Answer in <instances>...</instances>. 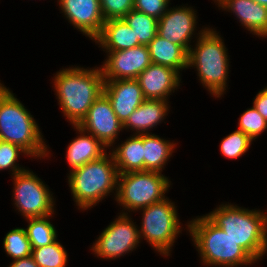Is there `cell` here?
Returning a JSON list of instances; mask_svg holds the SVG:
<instances>
[{
  "instance_id": "cell-16",
  "label": "cell",
  "mask_w": 267,
  "mask_h": 267,
  "mask_svg": "<svg viewBox=\"0 0 267 267\" xmlns=\"http://www.w3.org/2000/svg\"><path fill=\"white\" fill-rule=\"evenodd\" d=\"M145 99L168 101L179 89L181 75L173 68L151 63L137 78Z\"/></svg>"
},
{
  "instance_id": "cell-18",
  "label": "cell",
  "mask_w": 267,
  "mask_h": 267,
  "mask_svg": "<svg viewBox=\"0 0 267 267\" xmlns=\"http://www.w3.org/2000/svg\"><path fill=\"white\" fill-rule=\"evenodd\" d=\"M73 128L80 135L74 138L67 147L66 159L71 168L70 172L81 168L88 162L100 159L107 153V148L92 134L78 125H73Z\"/></svg>"
},
{
  "instance_id": "cell-21",
  "label": "cell",
  "mask_w": 267,
  "mask_h": 267,
  "mask_svg": "<svg viewBox=\"0 0 267 267\" xmlns=\"http://www.w3.org/2000/svg\"><path fill=\"white\" fill-rule=\"evenodd\" d=\"M154 64L180 71L188 69V53L180 46L156 35L147 45Z\"/></svg>"
},
{
  "instance_id": "cell-11",
  "label": "cell",
  "mask_w": 267,
  "mask_h": 267,
  "mask_svg": "<svg viewBox=\"0 0 267 267\" xmlns=\"http://www.w3.org/2000/svg\"><path fill=\"white\" fill-rule=\"evenodd\" d=\"M86 132L92 134L106 148L114 147L122 123L118 120L108 97L103 93L91 105L86 117L78 125Z\"/></svg>"
},
{
  "instance_id": "cell-8",
  "label": "cell",
  "mask_w": 267,
  "mask_h": 267,
  "mask_svg": "<svg viewBox=\"0 0 267 267\" xmlns=\"http://www.w3.org/2000/svg\"><path fill=\"white\" fill-rule=\"evenodd\" d=\"M177 206L168 197L140 209L142 212L140 240L147 242L163 256H170L177 235L182 232Z\"/></svg>"
},
{
  "instance_id": "cell-25",
  "label": "cell",
  "mask_w": 267,
  "mask_h": 267,
  "mask_svg": "<svg viewBox=\"0 0 267 267\" xmlns=\"http://www.w3.org/2000/svg\"><path fill=\"white\" fill-rule=\"evenodd\" d=\"M123 19L133 28L135 39L141 45H148L157 35L158 19L154 17L133 9Z\"/></svg>"
},
{
  "instance_id": "cell-2",
  "label": "cell",
  "mask_w": 267,
  "mask_h": 267,
  "mask_svg": "<svg viewBox=\"0 0 267 267\" xmlns=\"http://www.w3.org/2000/svg\"><path fill=\"white\" fill-rule=\"evenodd\" d=\"M205 216L256 262L267 253V212L223 203Z\"/></svg>"
},
{
  "instance_id": "cell-30",
  "label": "cell",
  "mask_w": 267,
  "mask_h": 267,
  "mask_svg": "<svg viewBox=\"0 0 267 267\" xmlns=\"http://www.w3.org/2000/svg\"><path fill=\"white\" fill-rule=\"evenodd\" d=\"M20 154L30 157L21 147L10 142L0 140V171L8 169L9 171H12L11 174L13 176L25 171L26 169L24 167H19V164L16 163Z\"/></svg>"
},
{
  "instance_id": "cell-26",
  "label": "cell",
  "mask_w": 267,
  "mask_h": 267,
  "mask_svg": "<svg viewBox=\"0 0 267 267\" xmlns=\"http://www.w3.org/2000/svg\"><path fill=\"white\" fill-rule=\"evenodd\" d=\"M56 239L53 243L32 249V257L39 267H66L68 254Z\"/></svg>"
},
{
  "instance_id": "cell-14",
  "label": "cell",
  "mask_w": 267,
  "mask_h": 267,
  "mask_svg": "<svg viewBox=\"0 0 267 267\" xmlns=\"http://www.w3.org/2000/svg\"><path fill=\"white\" fill-rule=\"evenodd\" d=\"M61 13L82 34L95 40L102 32L105 19L100 0H58Z\"/></svg>"
},
{
  "instance_id": "cell-37",
  "label": "cell",
  "mask_w": 267,
  "mask_h": 267,
  "mask_svg": "<svg viewBox=\"0 0 267 267\" xmlns=\"http://www.w3.org/2000/svg\"><path fill=\"white\" fill-rule=\"evenodd\" d=\"M214 3L219 4L222 0H213Z\"/></svg>"
},
{
  "instance_id": "cell-3",
  "label": "cell",
  "mask_w": 267,
  "mask_h": 267,
  "mask_svg": "<svg viewBox=\"0 0 267 267\" xmlns=\"http://www.w3.org/2000/svg\"><path fill=\"white\" fill-rule=\"evenodd\" d=\"M213 29L205 27L195 33L196 47L188 53V69L196 68L200 83L212 97L220 98L228 86L229 56L224 40Z\"/></svg>"
},
{
  "instance_id": "cell-33",
  "label": "cell",
  "mask_w": 267,
  "mask_h": 267,
  "mask_svg": "<svg viewBox=\"0 0 267 267\" xmlns=\"http://www.w3.org/2000/svg\"><path fill=\"white\" fill-rule=\"evenodd\" d=\"M253 107L267 121V86L256 94L253 100Z\"/></svg>"
},
{
  "instance_id": "cell-29",
  "label": "cell",
  "mask_w": 267,
  "mask_h": 267,
  "mask_svg": "<svg viewBox=\"0 0 267 267\" xmlns=\"http://www.w3.org/2000/svg\"><path fill=\"white\" fill-rule=\"evenodd\" d=\"M267 129V121L252 106L242 113L238 122V130H241L252 141L261 136Z\"/></svg>"
},
{
  "instance_id": "cell-13",
  "label": "cell",
  "mask_w": 267,
  "mask_h": 267,
  "mask_svg": "<svg viewBox=\"0 0 267 267\" xmlns=\"http://www.w3.org/2000/svg\"><path fill=\"white\" fill-rule=\"evenodd\" d=\"M196 11L193 7L181 5V7L167 8L166 12L158 20L157 34L162 38L180 45L189 53L192 35L195 36L197 25Z\"/></svg>"
},
{
  "instance_id": "cell-17",
  "label": "cell",
  "mask_w": 267,
  "mask_h": 267,
  "mask_svg": "<svg viewBox=\"0 0 267 267\" xmlns=\"http://www.w3.org/2000/svg\"><path fill=\"white\" fill-rule=\"evenodd\" d=\"M217 7L233 12L236 19L253 35L267 38V7L254 0H222Z\"/></svg>"
},
{
  "instance_id": "cell-36",
  "label": "cell",
  "mask_w": 267,
  "mask_h": 267,
  "mask_svg": "<svg viewBox=\"0 0 267 267\" xmlns=\"http://www.w3.org/2000/svg\"><path fill=\"white\" fill-rule=\"evenodd\" d=\"M6 86H4L1 82H0V93L1 91L5 88Z\"/></svg>"
},
{
  "instance_id": "cell-1",
  "label": "cell",
  "mask_w": 267,
  "mask_h": 267,
  "mask_svg": "<svg viewBox=\"0 0 267 267\" xmlns=\"http://www.w3.org/2000/svg\"><path fill=\"white\" fill-rule=\"evenodd\" d=\"M58 105L70 124L79 125L94 101L103 94L104 77L99 67L60 69L53 79Z\"/></svg>"
},
{
  "instance_id": "cell-31",
  "label": "cell",
  "mask_w": 267,
  "mask_h": 267,
  "mask_svg": "<svg viewBox=\"0 0 267 267\" xmlns=\"http://www.w3.org/2000/svg\"><path fill=\"white\" fill-rule=\"evenodd\" d=\"M100 8L105 20L120 19L134 9V0H100Z\"/></svg>"
},
{
  "instance_id": "cell-27",
  "label": "cell",
  "mask_w": 267,
  "mask_h": 267,
  "mask_svg": "<svg viewBox=\"0 0 267 267\" xmlns=\"http://www.w3.org/2000/svg\"><path fill=\"white\" fill-rule=\"evenodd\" d=\"M3 248L13 260L32 255V247L25 228H14L3 239Z\"/></svg>"
},
{
  "instance_id": "cell-20",
  "label": "cell",
  "mask_w": 267,
  "mask_h": 267,
  "mask_svg": "<svg viewBox=\"0 0 267 267\" xmlns=\"http://www.w3.org/2000/svg\"><path fill=\"white\" fill-rule=\"evenodd\" d=\"M103 51H120L141 45L133 28L123 19L105 20L101 34L94 40Z\"/></svg>"
},
{
  "instance_id": "cell-7",
  "label": "cell",
  "mask_w": 267,
  "mask_h": 267,
  "mask_svg": "<svg viewBox=\"0 0 267 267\" xmlns=\"http://www.w3.org/2000/svg\"><path fill=\"white\" fill-rule=\"evenodd\" d=\"M168 178L154 171H131L119 174L117 195L114 199L123 207L121 214L138 211L163 200L171 185Z\"/></svg>"
},
{
  "instance_id": "cell-24",
  "label": "cell",
  "mask_w": 267,
  "mask_h": 267,
  "mask_svg": "<svg viewBox=\"0 0 267 267\" xmlns=\"http://www.w3.org/2000/svg\"><path fill=\"white\" fill-rule=\"evenodd\" d=\"M50 217L52 215L25 219L29 222L25 230L32 249L49 245L57 239V230L49 221Z\"/></svg>"
},
{
  "instance_id": "cell-10",
  "label": "cell",
  "mask_w": 267,
  "mask_h": 267,
  "mask_svg": "<svg viewBox=\"0 0 267 267\" xmlns=\"http://www.w3.org/2000/svg\"><path fill=\"white\" fill-rule=\"evenodd\" d=\"M117 217L101 232L90 249L98 258L115 260L139 246V228L130 215L120 213Z\"/></svg>"
},
{
  "instance_id": "cell-6",
  "label": "cell",
  "mask_w": 267,
  "mask_h": 267,
  "mask_svg": "<svg viewBox=\"0 0 267 267\" xmlns=\"http://www.w3.org/2000/svg\"><path fill=\"white\" fill-rule=\"evenodd\" d=\"M69 172L68 184L78 209L88 210L108 197L117 195L119 172L110 152Z\"/></svg>"
},
{
  "instance_id": "cell-15",
  "label": "cell",
  "mask_w": 267,
  "mask_h": 267,
  "mask_svg": "<svg viewBox=\"0 0 267 267\" xmlns=\"http://www.w3.org/2000/svg\"><path fill=\"white\" fill-rule=\"evenodd\" d=\"M103 93L122 125L146 100L137 79L104 80Z\"/></svg>"
},
{
  "instance_id": "cell-23",
  "label": "cell",
  "mask_w": 267,
  "mask_h": 267,
  "mask_svg": "<svg viewBox=\"0 0 267 267\" xmlns=\"http://www.w3.org/2000/svg\"><path fill=\"white\" fill-rule=\"evenodd\" d=\"M176 143L155 134H143L144 171L162 173L164 166L176 149Z\"/></svg>"
},
{
  "instance_id": "cell-34",
  "label": "cell",
  "mask_w": 267,
  "mask_h": 267,
  "mask_svg": "<svg viewBox=\"0 0 267 267\" xmlns=\"http://www.w3.org/2000/svg\"><path fill=\"white\" fill-rule=\"evenodd\" d=\"M9 267H39L32 256L16 259L9 265Z\"/></svg>"
},
{
  "instance_id": "cell-5",
  "label": "cell",
  "mask_w": 267,
  "mask_h": 267,
  "mask_svg": "<svg viewBox=\"0 0 267 267\" xmlns=\"http://www.w3.org/2000/svg\"><path fill=\"white\" fill-rule=\"evenodd\" d=\"M187 231L197 248L202 264L213 267H242L256 261L205 215L187 222Z\"/></svg>"
},
{
  "instance_id": "cell-12",
  "label": "cell",
  "mask_w": 267,
  "mask_h": 267,
  "mask_svg": "<svg viewBox=\"0 0 267 267\" xmlns=\"http://www.w3.org/2000/svg\"><path fill=\"white\" fill-rule=\"evenodd\" d=\"M106 53L100 67L104 80L136 79L152 63L147 45Z\"/></svg>"
},
{
  "instance_id": "cell-28",
  "label": "cell",
  "mask_w": 267,
  "mask_h": 267,
  "mask_svg": "<svg viewBox=\"0 0 267 267\" xmlns=\"http://www.w3.org/2000/svg\"><path fill=\"white\" fill-rule=\"evenodd\" d=\"M252 140L241 130H235L221 140L220 152L229 159H237L249 150Z\"/></svg>"
},
{
  "instance_id": "cell-32",
  "label": "cell",
  "mask_w": 267,
  "mask_h": 267,
  "mask_svg": "<svg viewBox=\"0 0 267 267\" xmlns=\"http://www.w3.org/2000/svg\"><path fill=\"white\" fill-rule=\"evenodd\" d=\"M169 4L170 0H134V9L159 20Z\"/></svg>"
},
{
  "instance_id": "cell-22",
  "label": "cell",
  "mask_w": 267,
  "mask_h": 267,
  "mask_svg": "<svg viewBox=\"0 0 267 267\" xmlns=\"http://www.w3.org/2000/svg\"><path fill=\"white\" fill-rule=\"evenodd\" d=\"M143 134L128 137L110 152L119 174L144 171Z\"/></svg>"
},
{
  "instance_id": "cell-4",
  "label": "cell",
  "mask_w": 267,
  "mask_h": 267,
  "mask_svg": "<svg viewBox=\"0 0 267 267\" xmlns=\"http://www.w3.org/2000/svg\"><path fill=\"white\" fill-rule=\"evenodd\" d=\"M40 128L33 115L5 87L0 93V140L24 149L30 157H49Z\"/></svg>"
},
{
  "instance_id": "cell-35",
  "label": "cell",
  "mask_w": 267,
  "mask_h": 267,
  "mask_svg": "<svg viewBox=\"0 0 267 267\" xmlns=\"http://www.w3.org/2000/svg\"><path fill=\"white\" fill-rule=\"evenodd\" d=\"M256 3L267 7V0H254Z\"/></svg>"
},
{
  "instance_id": "cell-9",
  "label": "cell",
  "mask_w": 267,
  "mask_h": 267,
  "mask_svg": "<svg viewBox=\"0 0 267 267\" xmlns=\"http://www.w3.org/2000/svg\"><path fill=\"white\" fill-rule=\"evenodd\" d=\"M13 202L18 212L26 218L45 217L54 214L55 201L49 187L33 173L25 170L12 176Z\"/></svg>"
},
{
  "instance_id": "cell-19",
  "label": "cell",
  "mask_w": 267,
  "mask_h": 267,
  "mask_svg": "<svg viewBox=\"0 0 267 267\" xmlns=\"http://www.w3.org/2000/svg\"><path fill=\"white\" fill-rule=\"evenodd\" d=\"M168 103L166 100L146 99L123 124V130H135L134 135L150 134V129L157 127L168 115Z\"/></svg>"
}]
</instances>
